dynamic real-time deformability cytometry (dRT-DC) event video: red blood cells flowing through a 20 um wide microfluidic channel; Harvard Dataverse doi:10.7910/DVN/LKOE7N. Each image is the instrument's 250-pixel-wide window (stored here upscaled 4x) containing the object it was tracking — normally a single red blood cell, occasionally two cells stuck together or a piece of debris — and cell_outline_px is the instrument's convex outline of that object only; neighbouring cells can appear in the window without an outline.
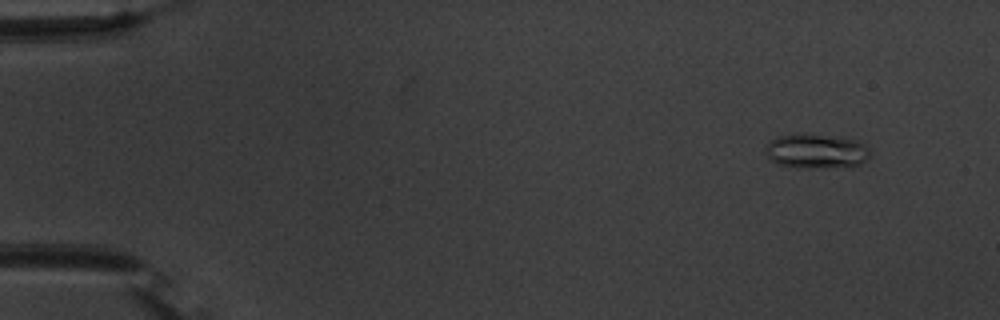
{"species": "common noctule bat (a hibernating species)", "species_latin": "Nyctalus noctula", "temperature_condition": "warm", "stored_images_in_passage": 51, "camera_frame_rate_fps": 3000, "um_per_image_px": 0.085, "animal": {"sex": "male", "body_mass_g": 20.1, "forearm_length_mm": 53.5}, "frame": {"image": 1, "passage_image": 1, "time_ms": 0.0, "image_size_px": [1000, 320], "cell_outline_px": [[872, 152], [860, 164], [852, 168], [796, 168], [776, 164], [764, 152], [764, 148], [772, 140], [780, 136], [844, 136], [864, 144]], "centroid_in_image_um": [69.43, 12.91], "position_along_channel_um": 15.6, "area_um2": 20.98}}
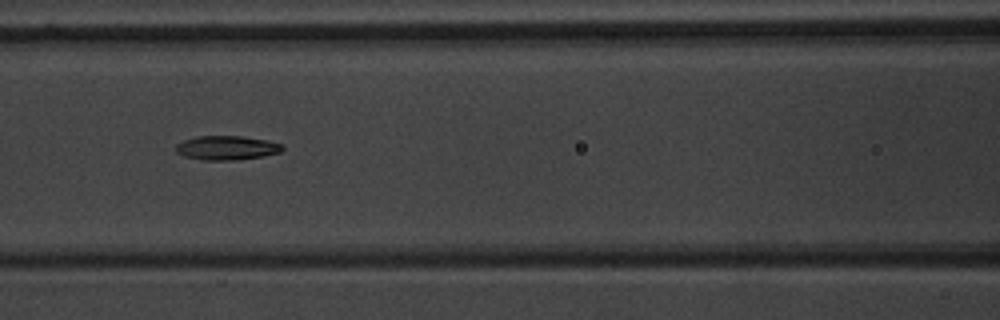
{"frame": {"image": 2, "passage_image": 21, "time_ms": 6.667, "image_size_px": [1000, 320], "cell_outline_px": [[284, 148], [280, 152], [264, 156], [236, 160], [200, 160], [184, 156], [176, 152], [176, 144], [184, 140], [196, 136], [240, 136], [268, 140], [280, 144]], "centroid_in_image_um": [19.25, 12.57], "position_along_channel_um": 147.3, "area_um2": 15.03}}
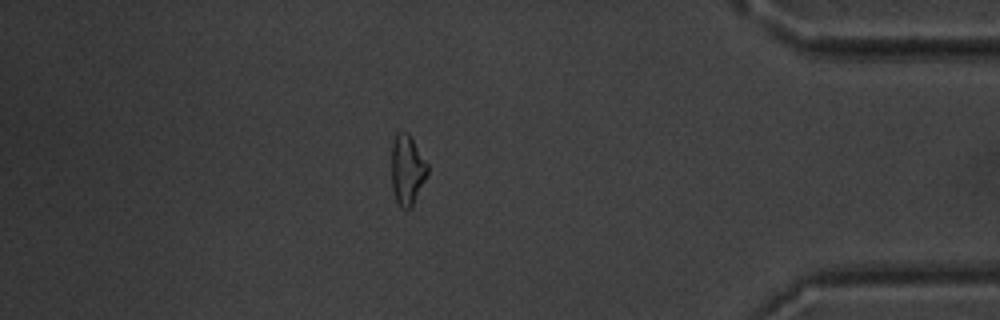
{"frame": {"image": 3, "passage_image": 44, "time_ms": 14.333, "image_size_px": [1000, 320], "cell_outline_px": [[428, 172], [412, 204], [408, 208], [400, 208], [396, 200], [392, 188], [392, 144], [396, 132], [408, 132], [428, 164]], "centroid_in_image_um": [34.59, 14.4], "position_along_channel_um": 400.6, "area_um2": 14.39}, "authors_computed_cell_mechanics": {"area_um2": 15.317, "velocity_mm_per_s": 3.736, "shape_relaxation_time_tau1_ms": 4.4833, "shape_relaxation_time_tau2_ms": 3.6449, "deformation_change_tau1": 0.1494, "deformation_change_tau2": 0.1198}}